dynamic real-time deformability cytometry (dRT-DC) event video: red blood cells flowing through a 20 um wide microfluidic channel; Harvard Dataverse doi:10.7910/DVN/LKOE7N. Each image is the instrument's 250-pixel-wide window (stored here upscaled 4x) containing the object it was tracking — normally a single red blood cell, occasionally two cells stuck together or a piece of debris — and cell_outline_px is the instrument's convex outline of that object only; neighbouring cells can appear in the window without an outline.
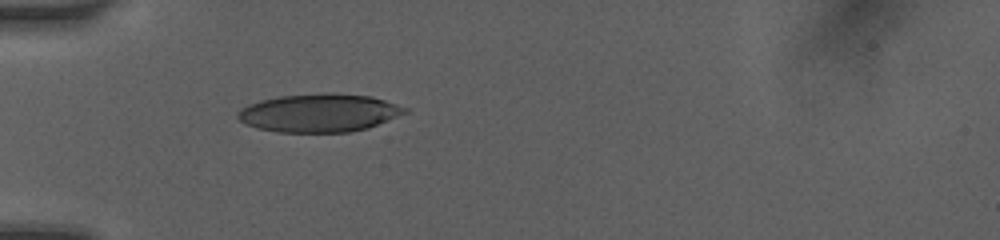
{"species": "human", "species_latin": "Homo sapiens", "temperature_condition": "room temperature", "stored_images_in_passage": 9, "camera_frame_rate_fps": 3000, "um_per_image_px": 0.085, "donor": {"sex": "female"}, "frame": {"image": 1, "passage_image": 1, "time_ms": 0.0, "image_size_px": [1000, 240], "cell_outline_px": [[408, 112], [368, 128], [348, 132], [276, 132], [256, 128], [244, 124], [236, 116], [236, 112], [240, 108], [248, 104], [260, 100], [280, 96], [324, 92], [332, 92], [372, 96], [408, 108]], "centroid_in_image_um": [27.1, 9.59], "position_along_channel_um": 57.9, "area_um2": 37.57}}
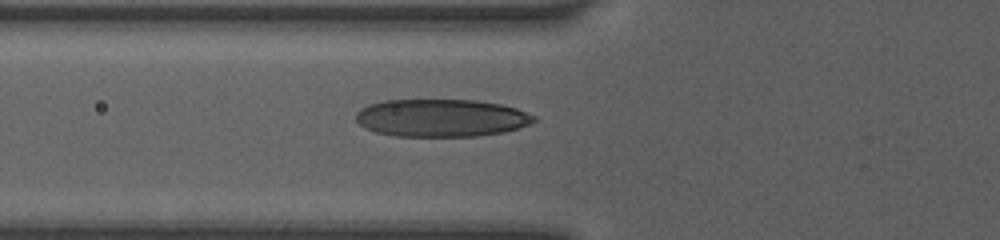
{"frame": {"image": 2, "passage_image": 6, "time_ms": 1.0, "image_size_px": [1000, 240], "cell_outline_px": [[536, 120], [532, 124], [504, 132], [476, 136], [392, 136], [376, 132], [364, 128], [356, 120], [356, 112], [360, 108], [368, 104], [384, 100], [476, 100], [500, 104], [516, 108], [536, 116]], "centroid_in_image_um": [37.5, 10.02], "position_along_channel_um": 88.3, "area_um2": 39.3}}